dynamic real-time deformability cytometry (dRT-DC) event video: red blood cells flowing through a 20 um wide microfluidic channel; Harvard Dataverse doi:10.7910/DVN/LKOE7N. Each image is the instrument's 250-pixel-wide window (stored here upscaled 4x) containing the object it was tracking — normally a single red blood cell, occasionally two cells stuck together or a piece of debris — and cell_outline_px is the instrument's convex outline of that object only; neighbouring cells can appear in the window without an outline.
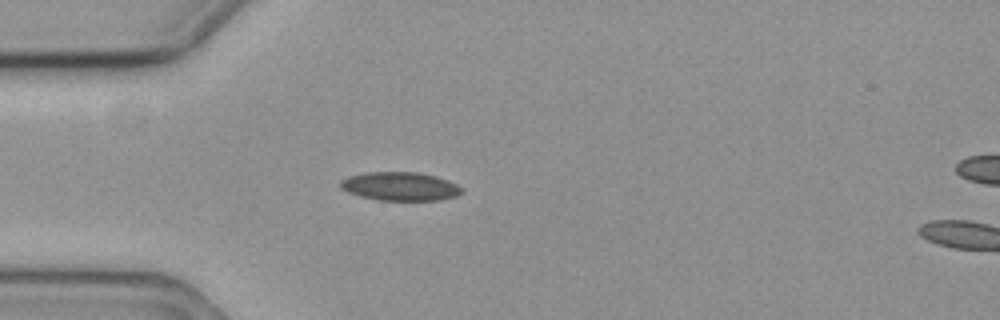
{"species": "common noctule bat (a hibernating species)", "species_latin": "Nyctalus noctula", "temperature_condition": "cold", "stored_images_in_passage": 5, "camera_frame_rate_fps": 3000, "um_per_image_px": 0.085, "animal": {"sex": "female", "body_mass_g": 19.3, "forearm_length_mm": 54.1}, "frame": {"image": 1, "passage_image": 4, "time_ms": 1.0, "image_size_px": [1000, 320], "cell_outline_px": [[464, 192], [456, 196], [440, 200], [380, 200], [360, 196], [348, 192], [340, 188], [340, 180], [348, 176], [368, 172], [416, 172], [436, 176], [448, 180], [464, 188]], "centroid_in_image_um": [34.03, 15.84], "position_along_channel_um": 51.0, "area_um2": 20.29}}